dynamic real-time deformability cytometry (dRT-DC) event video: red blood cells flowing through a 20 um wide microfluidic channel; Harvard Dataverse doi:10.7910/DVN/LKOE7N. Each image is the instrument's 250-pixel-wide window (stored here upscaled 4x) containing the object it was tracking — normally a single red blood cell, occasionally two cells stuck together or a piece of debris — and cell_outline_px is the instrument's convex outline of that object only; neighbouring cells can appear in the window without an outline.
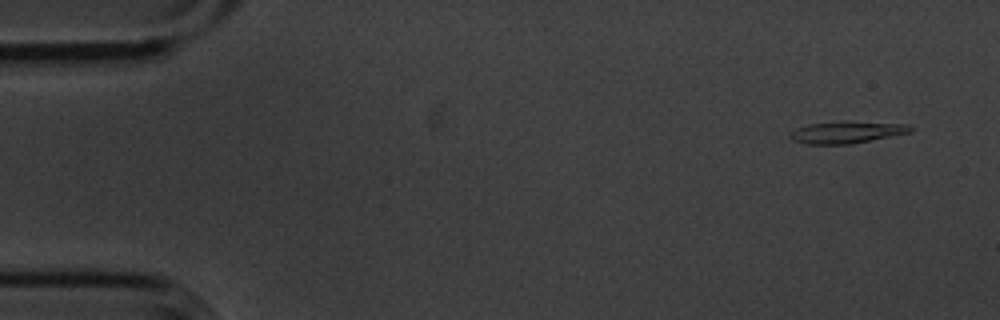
{"species": "common noctule bat (a hibernating species)", "species_latin": "Nyctalus noctula", "temperature_condition": "cold", "stored_images_in_passage": 5, "camera_frame_rate_fps": 3000, "um_per_image_px": 0.085, "animal": {"sex": "male", "body_mass_g": 20.1, "forearm_length_mm": 53.5}, "frame": {"image": 1, "passage_image": 1, "time_ms": 0.0, "image_size_px": [1000, 320], "cell_outline_px": [[912, 132], [852, 144], [808, 144], [792, 140], [788, 136], [788, 132], [796, 128], [808, 124], [844, 120], [912, 124]], "centroid_in_image_um": [71.98, 11.22], "position_along_channel_um": 13.0, "area_um2": 15.9}}
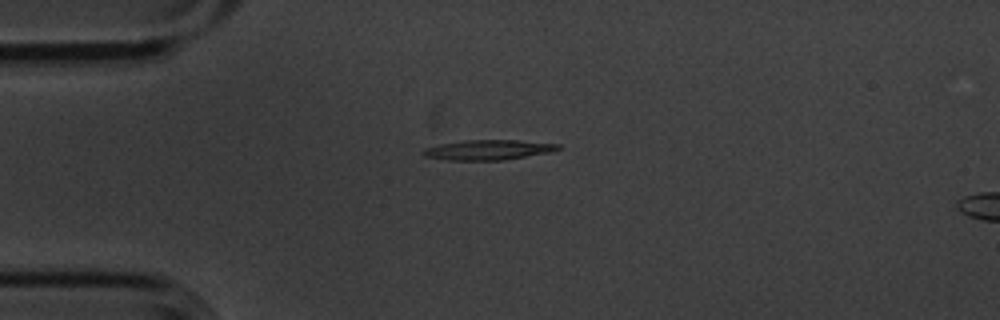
{"frame": {"image": 2, "passage_image": 3, "time_ms": 0.667, "image_size_px": [1000, 320], "cell_outline_px": [[560, 148], [552, 152], [504, 160], [448, 160], [424, 156], [420, 152], [424, 148], [440, 144], [464, 140], [516, 140], [560, 144]], "centroid_in_image_um": [41.49, 12.74], "position_along_channel_um": 43.5, "area_um2": 15.78}}
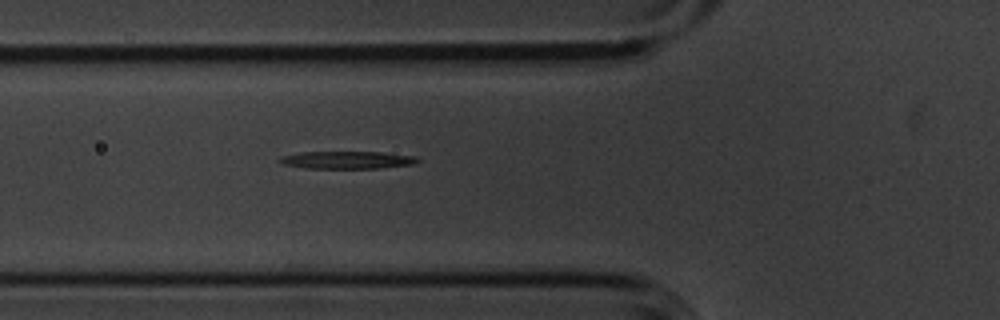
{"frame": {"image": 3, "passage_image": 5, "time_ms": 1.333, "image_size_px": [1000, 320], "cell_outline_px": [[420, 160], [412, 164], [380, 168], [304, 168], [280, 164], [276, 160], [280, 156], [300, 152], [380, 152], [416, 156]], "centroid_in_image_um": [29.42, 13.59], "position_along_channel_um": 96.4, "area_um2": 14.16}}